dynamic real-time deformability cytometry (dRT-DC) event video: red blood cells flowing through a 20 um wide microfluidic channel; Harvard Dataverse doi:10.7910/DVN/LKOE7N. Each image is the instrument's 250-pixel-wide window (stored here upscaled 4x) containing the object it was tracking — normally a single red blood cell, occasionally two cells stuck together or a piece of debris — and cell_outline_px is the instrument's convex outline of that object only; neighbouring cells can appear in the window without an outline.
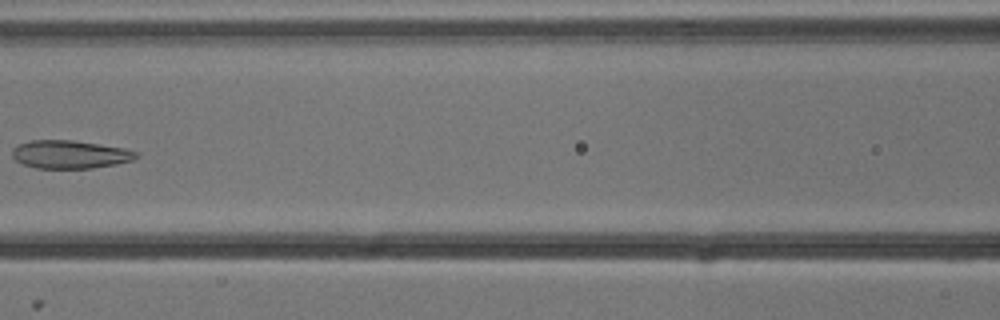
{"species": "common noctule bat (a hibernating species)", "species_latin": "Nyctalus noctula", "temperature_condition": "cold", "stored_images_in_passage": 8, "camera_frame_rate_fps": 3000, "um_per_image_px": 0.085, "animal": {"sex": "male", "body_mass_g": 13.3}, "frame": {"image": 1, "passage_image": 7, "time_ms": 2.0, "image_size_px": [1000, 320], "cell_outline_px": [[140, 156], [132, 160], [116, 164], [92, 168], [36, 168], [24, 164], [16, 160], [12, 156], [12, 148], [20, 144], [32, 140], [72, 140], [124, 148], [136, 152]], "centroid_in_image_um": [5.94, 13.12], "position_along_channel_um": 160.7, "area_um2": 20.17}}
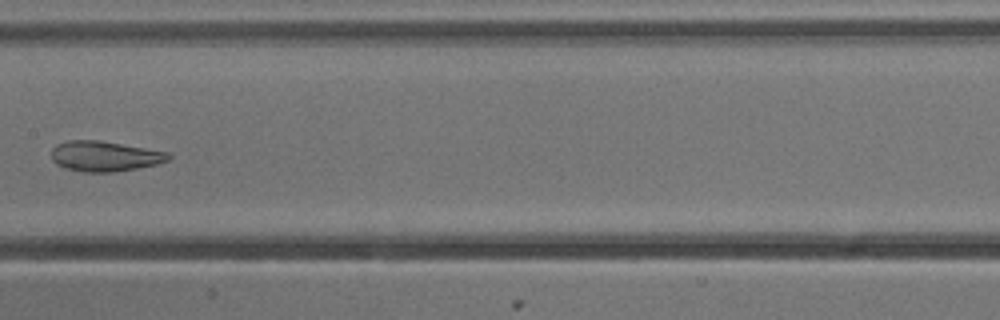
{"frame": {"image": 2, "passage_image": 8, "time_ms": 2.333, "image_size_px": [1000, 320], "cell_outline_px": [[172, 156], [168, 160], [156, 164], [136, 168], [112, 172], [84, 172], [64, 168], [56, 164], [52, 160], [52, 148], [56, 144], [68, 140], [96, 140], [168, 152]], "centroid_in_image_um": [8.85, 13.28], "position_along_channel_um": 198.5, "area_um2": 20.46}}